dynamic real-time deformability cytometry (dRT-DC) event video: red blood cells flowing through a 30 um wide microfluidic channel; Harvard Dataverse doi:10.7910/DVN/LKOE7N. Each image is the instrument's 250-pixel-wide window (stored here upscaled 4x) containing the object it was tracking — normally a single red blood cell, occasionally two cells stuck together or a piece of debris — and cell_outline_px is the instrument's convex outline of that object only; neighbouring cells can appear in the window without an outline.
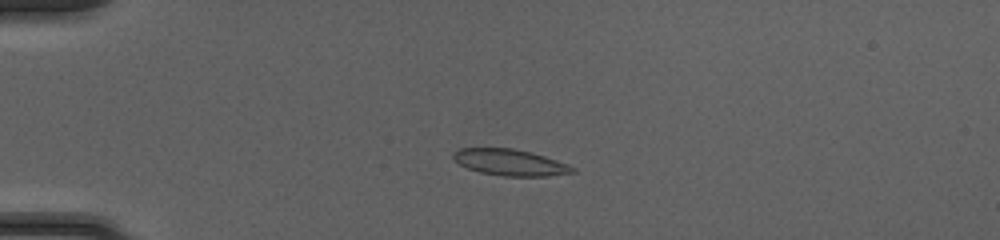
{"species": "common noctule bat (a hibernating species)", "species_latin": "Nyctalus noctula", "temperature_condition": "cold", "stored_images_in_passage": 48, "camera_frame_rate_fps": 3000, "um_per_image_px": 0.085, "animal": {"sex": "female", "body_mass_g": 20.0, "forearm_length_mm": 54.0}, "frame": {"image": 1, "passage_image": 11, "time_ms": 3.333, "image_size_px": [1000, 240], "cell_outline_px": [[576, 172], [548, 176], [504, 176], [480, 172], [468, 168], [460, 164], [452, 156], [452, 152], [460, 148], [512, 148], [532, 152], [568, 164], [576, 168]], "centroid_in_image_um": [43.37, 13.8], "position_along_channel_um": 41.6, "area_um2": 18.26}}
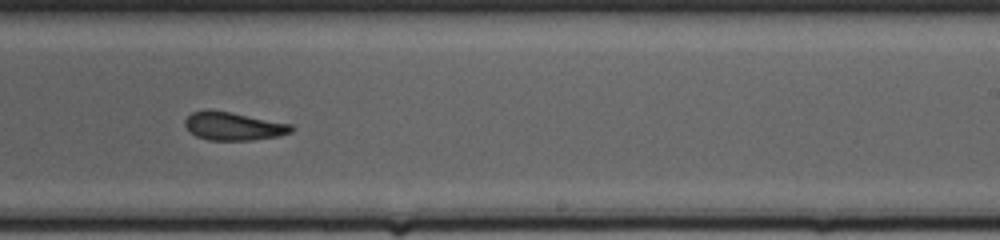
{"frame": {"image": 2, "passage_image": 30, "time_ms": 9.667, "image_size_px": [1000, 240], "cell_outline_px": [[296, 128], [292, 132], [280, 136], [252, 140], [208, 140], [196, 136], [184, 124], [184, 120], [192, 112], [208, 108], [232, 112], [292, 124]], "centroid_in_image_um": [19.87, 10.71], "position_along_channel_um": 269.1, "area_um2": 17.74}}
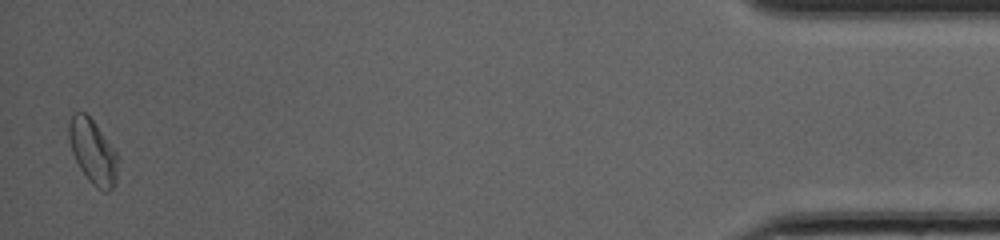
{"frame": {"image": 3, "passage_image": 47, "time_ms": 15.333, "image_size_px": [1000, 240], "cell_outline_px": [[120, 160], [116, 180], [112, 188], [108, 192], [104, 192], [96, 188], [88, 180], [80, 168], [72, 152], [68, 136], [68, 124], [72, 112], [84, 112], [96, 124], [120, 156]], "centroid_in_image_um": [7.92, 12.91], "position_along_channel_um": 427.3, "area_um2": 18.73}, "authors_computed_cell_mechanics": {"area_um2": 18.207, "velocity_mm_per_s": 4.2188, "shape_relaxation_time_tau1_ms": 6.7235, "shape_relaxation_time_tau2_ms": 2.6943, "deformation_change_tau1": 0.156, "deformation_change_tau2": 0.1013}}